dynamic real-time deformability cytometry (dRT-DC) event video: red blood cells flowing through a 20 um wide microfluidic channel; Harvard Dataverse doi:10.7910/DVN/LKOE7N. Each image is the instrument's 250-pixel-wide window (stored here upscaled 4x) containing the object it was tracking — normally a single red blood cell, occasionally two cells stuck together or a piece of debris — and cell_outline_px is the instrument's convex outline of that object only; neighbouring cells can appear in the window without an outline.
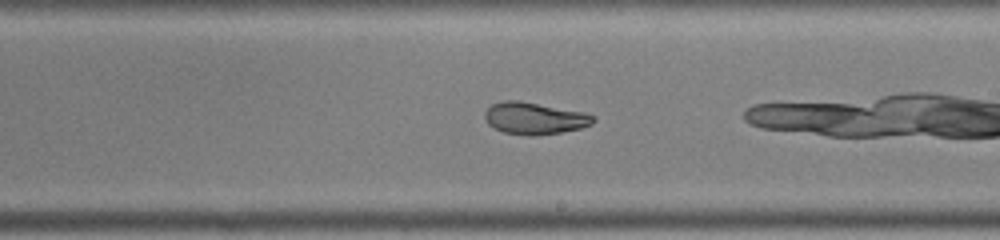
{"species": "common noctule bat (a hibernating species)", "species_latin": "Nyctalus noctula", "temperature_condition": "warm", "stored_images_in_passage": 36, "camera_frame_rate_fps": 3000, "um_per_image_px": 0.085, "animal": {"sex": "male", "body_mass_g": 19.0, "forearm_length_mm": 50.8}, "frame": {"image": 1, "passage_image": 26, "time_ms": 8.333, "image_size_px": [1000, 240], "cell_outline_px": [[596, 120], [592, 124], [580, 128], [560, 132], [532, 136], [528, 136], [504, 132], [488, 124], [484, 116], [484, 112], [492, 104], [504, 100], [520, 100], [584, 112], [596, 116]], "centroid_in_image_um": [45.44, 10.04], "position_along_channel_um": 243.6, "area_um2": 20.23}}